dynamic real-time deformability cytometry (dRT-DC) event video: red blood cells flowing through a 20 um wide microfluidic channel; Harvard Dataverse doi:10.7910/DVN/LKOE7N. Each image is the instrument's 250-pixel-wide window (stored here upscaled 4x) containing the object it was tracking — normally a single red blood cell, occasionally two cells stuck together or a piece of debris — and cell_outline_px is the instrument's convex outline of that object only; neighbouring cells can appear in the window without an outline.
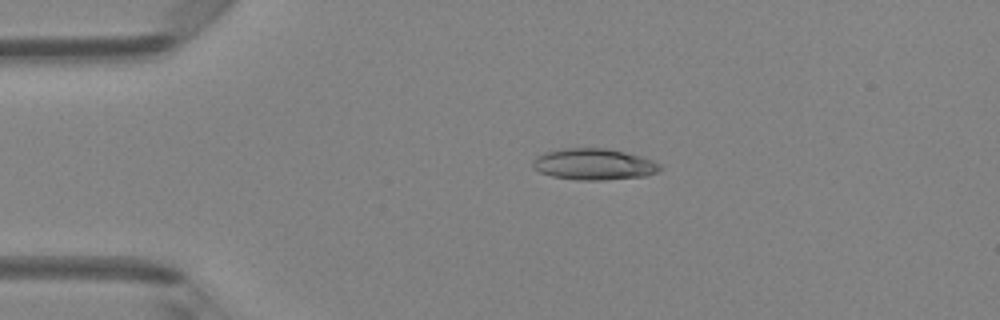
{"species": "Egyptian fruit bat (a non-hibernating species)", "species_latin": "Rousettus aegyptiacus", "temperature_condition": "room temperature", "stored_images_in_passage": 3, "camera_frame_rate_fps": 3000, "um_per_image_px": 0.085, "animal": {"sex": "female"}, "frame": {"image": 1, "passage_image": 2, "time_ms": 0.333, "image_size_px": [1000, 320], "cell_outline_px": [[664, 168], [656, 172], [644, 176], [604, 180], [576, 180], [552, 176], [540, 172], [532, 168], [532, 160], [536, 156], [544, 152], [564, 148], [608, 148], [640, 156], [652, 160], [660, 164]], "centroid_in_image_um": [50.45, 13.96], "position_along_channel_um": 34.6, "area_um2": 23.35}}
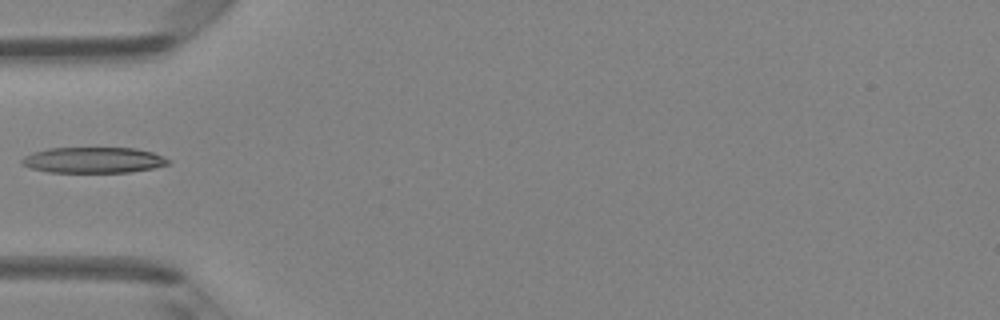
{"frame": {"image": 2, "passage_image": 3, "time_ms": 0.667, "image_size_px": [1000, 320], "cell_outline_px": [[172, 160], [168, 164], [152, 168], [128, 172], [48, 172], [32, 168], [20, 164], [20, 160], [24, 156], [32, 152], [48, 148], [136, 148], [152, 152], [164, 156]], "centroid_in_image_um": [7.93, 13.6], "position_along_channel_um": 77.1, "area_um2": 22.08}}